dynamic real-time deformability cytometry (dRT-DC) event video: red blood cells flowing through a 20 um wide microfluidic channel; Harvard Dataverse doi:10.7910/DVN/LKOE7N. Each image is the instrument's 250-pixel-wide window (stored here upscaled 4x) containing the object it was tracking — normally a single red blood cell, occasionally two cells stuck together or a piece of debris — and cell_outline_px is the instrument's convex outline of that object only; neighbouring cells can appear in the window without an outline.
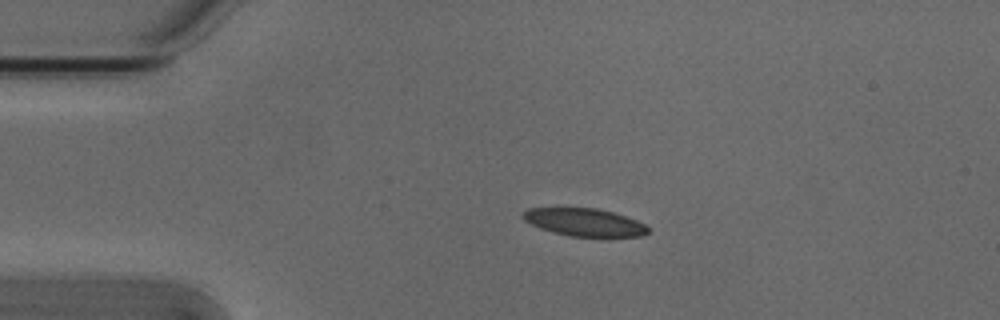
{"species": "Egyptian fruit bat (a non-hibernating species)", "species_latin": "Rousettus aegyptiacus", "temperature_condition": "cold", "stored_images_in_passage": 2, "camera_frame_rate_fps": 3000, "um_per_image_px": 0.085, "animal": {"sex": "male"}, "frame": {"image": 1, "passage_image": 1, "time_ms": 0.0, "image_size_px": [1000, 320], "cell_outline_px": [[648, 232], [640, 236], [568, 236], [552, 232], [540, 228], [524, 220], [520, 216], [528, 208], [596, 208], [612, 212], [636, 220], [644, 224], [648, 228]], "centroid_in_image_um": [49.63, 18.89], "position_along_channel_um": 35.4, "area_um2": 19.94}}